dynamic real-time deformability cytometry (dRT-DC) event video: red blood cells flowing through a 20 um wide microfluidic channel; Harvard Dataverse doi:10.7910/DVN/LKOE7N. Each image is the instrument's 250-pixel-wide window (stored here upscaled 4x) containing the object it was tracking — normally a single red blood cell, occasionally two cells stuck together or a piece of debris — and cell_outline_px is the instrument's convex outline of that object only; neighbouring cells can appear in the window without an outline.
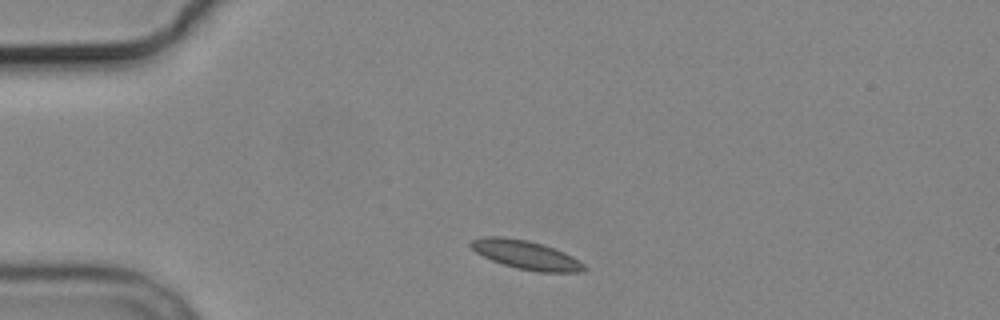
{"species": "common noctule bat (a hibernating species)", "species_latin": "Nyctalus noctula", "temperature_condition": "cold", "stored_images_in_passage": 2, "camera_frame_rate_fps": 3000, "um_per_image_px": 0.085, "animal": {"sex": "male", "body_mass_g": 19.2, "forearm_length_mm": 51.8}, "frame": {"image": 1, "passage_image": 1, "time_ms": 0.0, "image_size_px": [1000, 320], "cell_outline_px": [[588, 268], [584, 272], [540, 272], [516, 268], [492, 260], [476, 252], [468, 244], [472, 240], [484, 236], [500, 236], [528, 240], [564, 252], [572, 256], [584, 264]], "centroid_in_image_um": [44.72, 21.66], "position_along_channel_um": 40.3, "area_um2": 18.84}}